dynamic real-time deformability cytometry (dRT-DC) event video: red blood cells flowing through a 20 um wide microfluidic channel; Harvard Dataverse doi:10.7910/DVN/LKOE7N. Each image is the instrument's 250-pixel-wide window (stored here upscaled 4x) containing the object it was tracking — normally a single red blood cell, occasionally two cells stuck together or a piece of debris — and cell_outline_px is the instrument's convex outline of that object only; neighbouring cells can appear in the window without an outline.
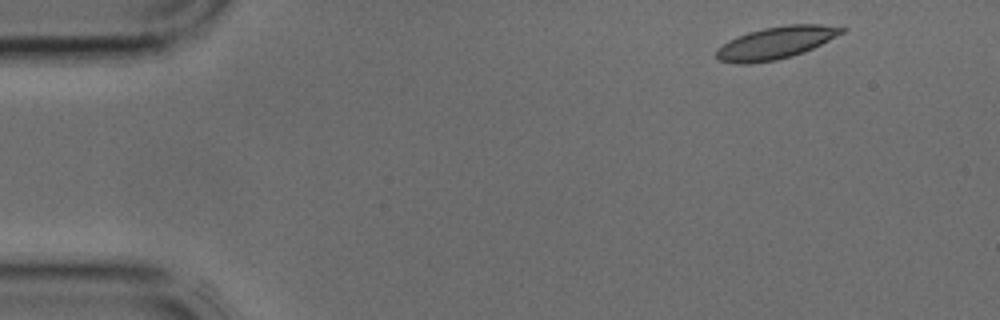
{"species": "common noctule bat (a hibernating species)", "species_latin": "Nyctalus noctula", "temperature_condition": "cold", "stored_images_in_passage": 3, "camera_frame_rate_fps": 3000, "um_per_image_px": 0.085, "animal": {"sex": "male", "body_mass_g": 17.9, "forearm_length_mm": 54.2}, "frame": {"image": 1, "passage_image": 1, "time_ms": 0.0, "image_size_px": [1000, 320], "cell_outline_px": [[848, 28], [844, 32], [804, 52], [792, 56], [776, 60], [752, 64], [736, 64], [716, 60], [716, 48], [728, 40], [736, 36], [748, 32], [764, 28], [788, 24], [820, 24]], "centroid_in_image_um": [65.88, 3.65], "position_along_channel_um": 19.1, "area_um2": 23.76}}
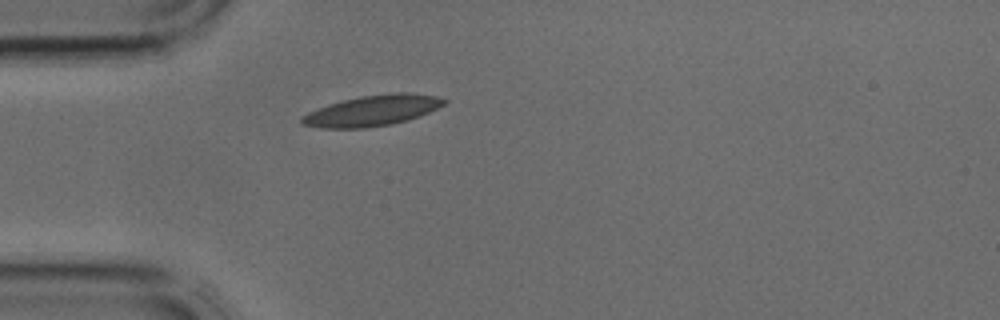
{"frame": {"image": 2, "passage_image": 3, "time_ms": 0.667, "image_size_px": [1000, 320], "cell_outline_px": [[448, 100], [444, 104], [420, 116], [408, 120], [388, 124], [364, 128], [320, 128], [300, 124], [300, 116], [308, 112], [328, 104], [360, 96], [396, 92], [408, 92], [436, 96]], "centroid_in_image_um": [31.61, 9.4], "position_along_channel_um": 53.4, "area_um2": 25.37}}